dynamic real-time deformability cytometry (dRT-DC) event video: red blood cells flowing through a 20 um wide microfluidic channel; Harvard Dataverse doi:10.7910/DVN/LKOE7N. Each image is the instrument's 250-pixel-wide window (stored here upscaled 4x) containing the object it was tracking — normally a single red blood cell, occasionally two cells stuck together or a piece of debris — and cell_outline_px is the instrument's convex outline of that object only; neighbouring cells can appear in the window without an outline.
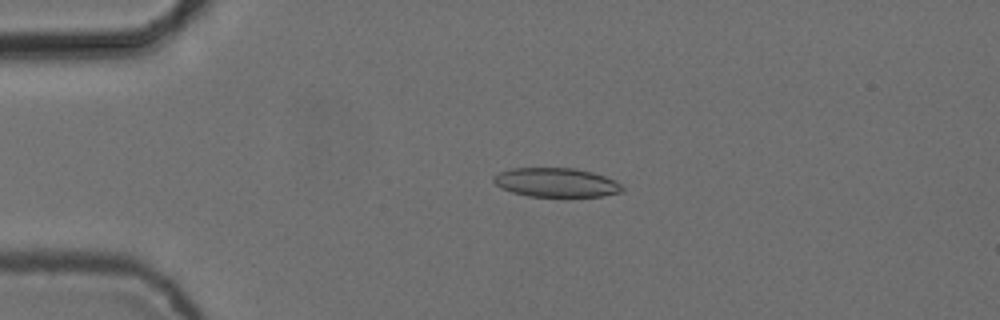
{"species": "common noctule bat (a hibernating species)", "species_latin": "Nyctalus noctula", "temperature_condition": "cold", "stored_images_in_passage": 4, "camera_frame_rate_fps": 3000, "um_per_image_px": 0.085, "animal": {"sex": "female", "body_mass_g": 24.6, "forearm_length_mm": 56.2}, "frame": {"image": 1, "passage_image": 3, "time_ms": 0.667, "image_size_px": [1000, 320], "cell_outline_px": [[624, 192], [604, 196], [528, 196], [512, 192], [500, 188], [492, 180], [492, 176], [500, 172], [512, 168], [572, 168], [592, 172], [616, 180], [624, 188]], "centroid_in_image_um": [47.28, 15.51], "position_along_channel_um": 37.7, "area_um2": 21.85}}